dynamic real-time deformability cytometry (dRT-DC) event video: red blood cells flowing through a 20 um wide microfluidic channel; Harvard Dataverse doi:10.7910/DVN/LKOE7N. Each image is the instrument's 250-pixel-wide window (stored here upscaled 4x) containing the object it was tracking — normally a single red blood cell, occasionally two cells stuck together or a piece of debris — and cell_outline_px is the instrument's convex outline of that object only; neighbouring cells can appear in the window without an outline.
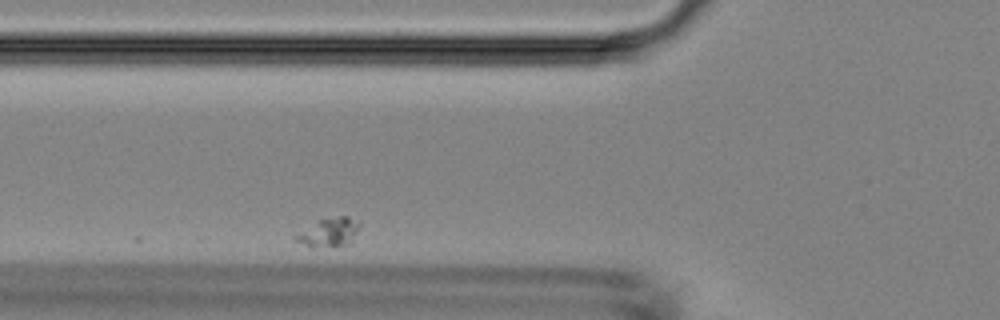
{"species": "Egyptian fruit bat (a non-hibernating species)", "species_latin": "Rousettus aegyptiacus", "temperature_condition": "room temperature", "stored_images_in_passage": 3, "camera_frame_rate_fps": 3000, "um_per_image_px": 0.085, "animal": {"sex": "female"}, "frame": {"image": 1, "passage_image": 3, "time_ms": 2.333, "image_size_px": [1000, 320], "cell_outline_px": [[360, 224], [352, 244], [312, 248], [296, 240], [296, 236], [320, 220], [340, 216], [348, 216], [360, 220]], "centroid_in_image_um": [28.09, 19.76], "position_along_channel_um": 97.7, "area_um2": 10.4}}